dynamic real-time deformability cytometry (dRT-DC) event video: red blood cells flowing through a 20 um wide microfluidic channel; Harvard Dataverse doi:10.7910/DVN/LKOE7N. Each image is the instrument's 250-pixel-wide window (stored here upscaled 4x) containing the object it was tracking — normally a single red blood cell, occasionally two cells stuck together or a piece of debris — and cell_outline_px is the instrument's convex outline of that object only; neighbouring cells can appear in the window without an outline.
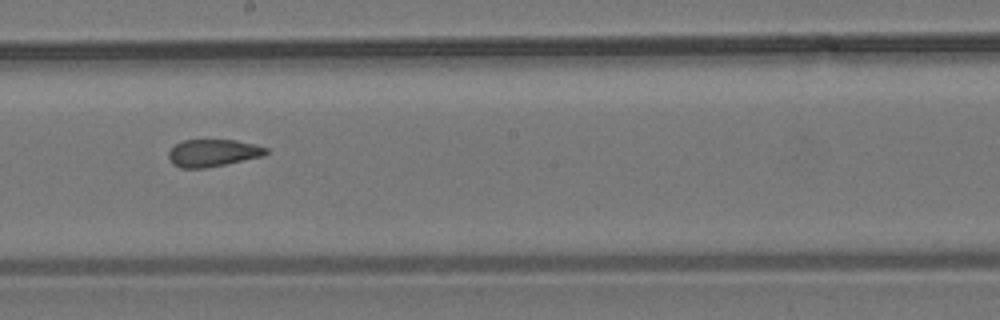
{"species": "common noctule bat (a hibernating species)", "species_latin": "Nyctalus noctula", "temperature_condition": "room temperature", "stored_images_in_passage": 10, "camera_frame_rate_fps": 3000, "um_per_image_px": 0.085, "animal": {"sex": "male", "body_mass_g": 19.2, "forearm_length_mm": 51.8}, "frame": {"image": 1, "passage_image": 10, "time_ms": 11.333, "image_size_px": [1000, 320], "cell_outline_px": [[268, 152], [264, 156], [204, 168], [180, 168], [172, 164], [168, 156], [168, 152], [176, 144], [184, 140], [236, 140], [256, 144], [268, 148]], "centroid_in_image_um": [18.11, 13.0], "position_along_channel_um": 230.1, "area_um2": 15.49}}